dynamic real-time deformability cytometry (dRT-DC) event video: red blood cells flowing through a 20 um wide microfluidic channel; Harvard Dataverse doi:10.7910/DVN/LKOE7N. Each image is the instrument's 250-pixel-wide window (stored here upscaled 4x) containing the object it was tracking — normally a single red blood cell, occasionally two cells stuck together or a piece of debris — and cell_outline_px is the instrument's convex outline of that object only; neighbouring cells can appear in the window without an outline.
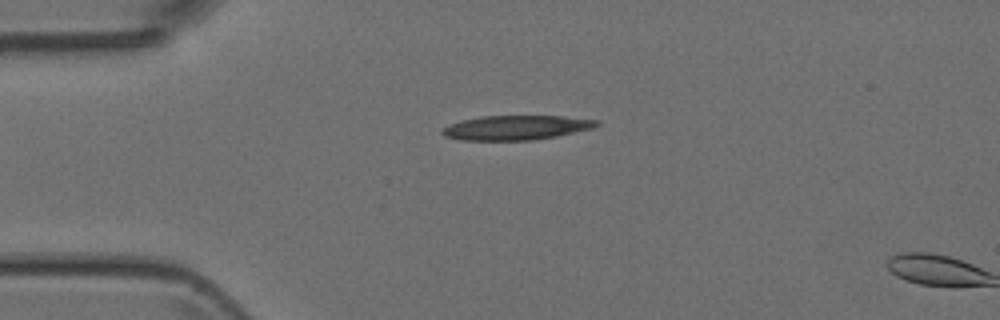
{"species": "Egyptian fruit bat (a non-hibernating species)", "species_latin": "Rousettus aegyptiacus", "temperature_condition": "room temperature", "stored_images_in_passage": 2, "camera_frame_rate_fps": 3000, "um_per_image_px": 0.085, "animal": {"sex": "female"}, "frame": {"image": 1, "passage_image": 1, "time_ms": 0.0, "image_size_px": [1000, 320], "cell_outline_px": [[600, 124], [592, 128], [556, 136], [532, 140], [460, 140], [444, 136], [440, 132], [448, 124], [460, 120], [480, 116], [560, 116], [600, 120]], "centroid_in_image_um": [43.83, 10.84], "position_along_channel_um": 41.2, "area_um2": 22.02}}